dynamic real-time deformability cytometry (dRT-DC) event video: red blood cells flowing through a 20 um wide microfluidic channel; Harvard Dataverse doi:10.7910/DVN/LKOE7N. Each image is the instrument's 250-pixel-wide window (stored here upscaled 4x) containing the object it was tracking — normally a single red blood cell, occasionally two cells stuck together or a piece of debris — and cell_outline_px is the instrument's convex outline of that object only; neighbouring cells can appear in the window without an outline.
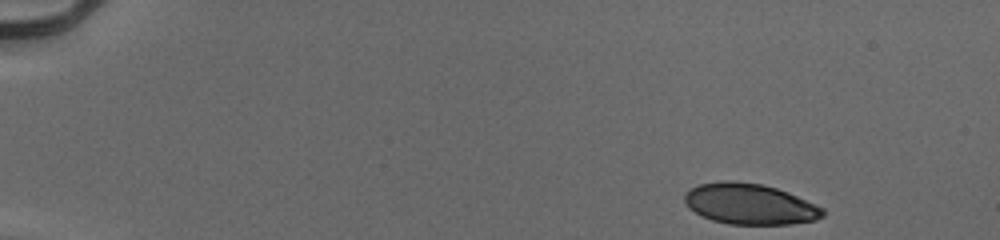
{"species": "human", "species_latin": "Homo sapiens", "temperature_condition": "cold", "stored_images_in_passage": 48, "camera_frame_rate_fps": 3000, "um_per_image_px": 0.085, "donor": {"sex": "male"}, "frame": {"image": 1, "passage_image": 1, "time_ms": 0.0, "image_size_px": [1000, 240], "cell_outline_px": [[824, 216], [816, 220], [792, 224], [728, 224], [712, 220], [700, 216], [688, 208], [684, 200], [684, 192], [700, 184], [720, 180], [732, 180], [760, 184], [776, 188], [788, 192], [824, 208]], "centroid_in_image_um": [63.7, 17.34], "position_along_channel_um": 21.3, "area_um2": 33.06}}
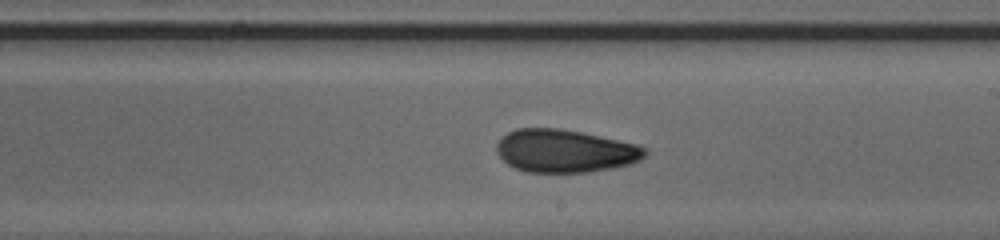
{"frame": {"image": 2, "passage_image": 28, "time_ms": 9.0, "image_size_px": [1000, 240], "cell_outline_px": [[648, 152], [640, 160], [632, 164], [612, 168], [588, 172], [528, 172], [516, 168], [508, 164], [496, 152], [496, 144], [500, 136], [516, 128], [560, 128], [600, 136], [636, 144], [644, 148]], "centroid_in_image_um": [48.0, 12.82], "position_along_channel_um": 241.0, "area_um2": 37.11}}
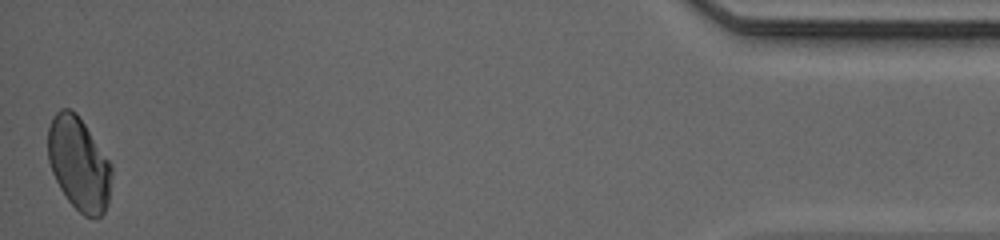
{"frame": {"image": 3, "passage_image": 48, "time_ms": 15.667, "image_size_px": [1000, 240], "cell_outline_px": [[112, 176], [108, 204], [104, 212], [96, 220], [84, 216], [68, 200], [60, 188], [52, 172], [48, 160], [48, 128], [52, 116], [60, 108], [68, 108], [76, 112], [112, 164]], "centroid_in_image_um": [6.71, 13.93], "position_along_channel_um": 428.5, "area_um2": 34.85}, "authors_computed_cell_mechanics": {"area_um2": 35.6626, "velocity_mm_per_s": 3.9604, "shape_relaxation_time_tau1_ms": null, "shape_relaxation_time_tau2_ms": 2.0867, "deformation_change_tau1": null, "deformation_change_tau2": 0.0717}}